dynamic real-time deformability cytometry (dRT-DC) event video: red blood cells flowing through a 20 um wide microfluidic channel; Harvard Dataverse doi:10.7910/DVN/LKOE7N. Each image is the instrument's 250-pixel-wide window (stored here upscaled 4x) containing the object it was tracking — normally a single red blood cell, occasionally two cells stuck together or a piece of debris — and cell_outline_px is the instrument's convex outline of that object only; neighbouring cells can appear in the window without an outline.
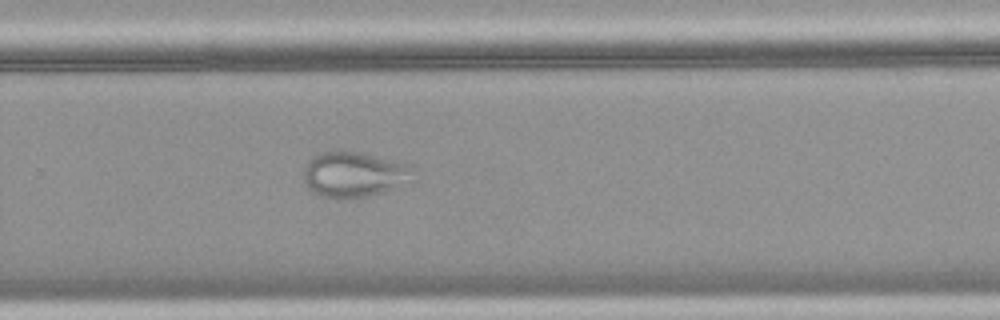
{"species": "common noctule bat (a hibernating species)", "species_latin": "Nyctalus noctula", "temperature_condition": "warm", "stored_images_in_passage": 38, "camera_frame_rate_fps": 3000, "um_per_image_px": 0.085, "animal": {"sex": "female", "body_mass_g": 18.4}, "frame": {"image": 1, "passage_image": 27, "time_ms": 8.667, "image_size_px": [1000, 320], "cell_outline_px": [[420, 180], [396, 188], [356, 200], [320, 196], [312, 192], [304, 184], [304, 168], [308, 160], [312, 156], [320, 152], [360, 152], [408, 164], [416, 168]], "centroid_in_image_um": [30.2, 14.86], "position_along_channel_um": 299.6, "area_um2": 30.0}}
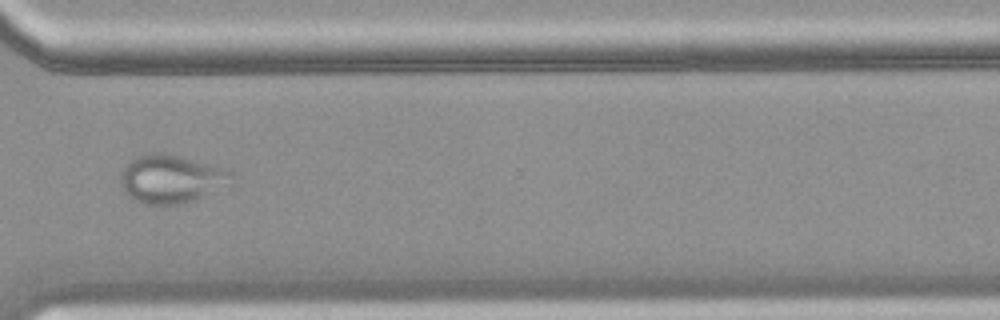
{"frame": {"image": 2, "passage_image": 31, "time_ms": 10.0, "image_size_px": [1000, 320], "cell_outline_px": [[236, 176], [232, 184], [196, 200], [184, 204], [144, 204], [132, 200], [120, 188], [120, 176], [124, 168], [136, 156], [148, 152], [164, 152], [228, 168]], "centroid_in_image_um": [14.6, 15.21], "position_along_channel_um": 356.0, "area_um2": 32.08}}
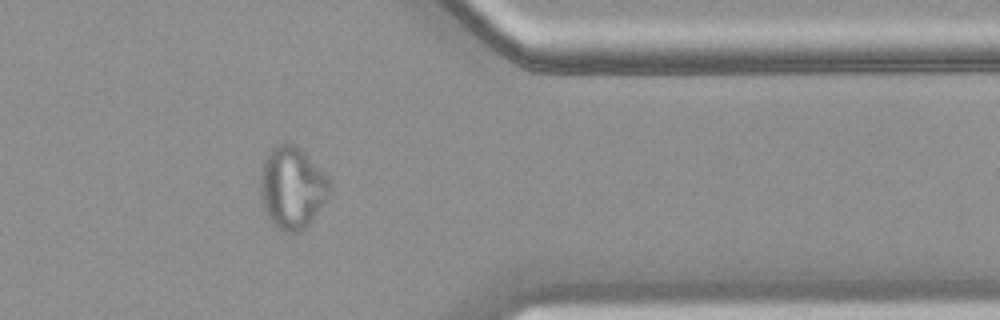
{"frame": {"image": 3, "passage_image": 34, "time_ms": 11.0, "image_size_px": [1000, 320], "cell_outline_px": [[332, 192], [312, 220], [300, 232], [280, 232], [268, 220], [260, 196], [260, 172], [264, 160], [276, 144], [284, 140], [296, 144], [332, 180]], "centroid_in_image_um": [24.84, 15.95], "position_along_channel_um": 386.6, "area_um2": 33.87}}